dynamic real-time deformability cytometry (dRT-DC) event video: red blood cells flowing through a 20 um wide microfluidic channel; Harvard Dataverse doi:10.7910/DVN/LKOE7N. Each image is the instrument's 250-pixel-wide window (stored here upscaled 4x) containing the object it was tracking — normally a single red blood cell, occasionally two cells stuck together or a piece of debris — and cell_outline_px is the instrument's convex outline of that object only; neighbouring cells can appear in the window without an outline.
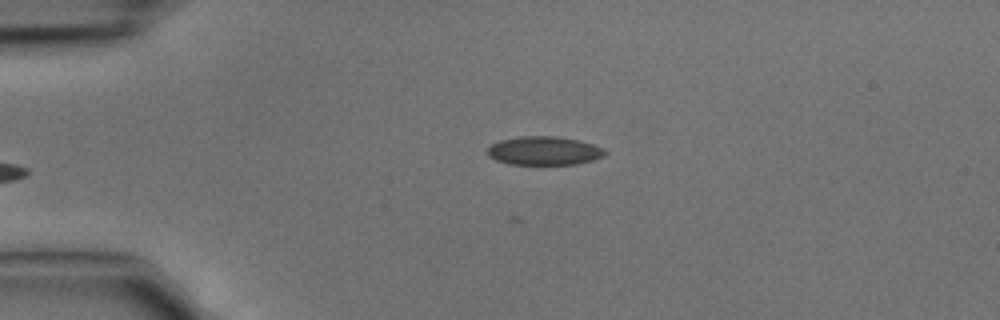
{"species": "common noctule bat (a hibernating species)", "species_latin": "Nyctalus noctula", "temperature_condition": "cold", "stored_images_in_passage": 4, "camera_frame_rate_fps": 3000, "um_per_image_px": 0.085, "animal": {"sex": "male", "body_mass_g": 15.6}, "frame": {"image": 1, "passage_image": 2, "time_ms": 0.333, "image_size_px": [1000, 320], "cell_outline_px": [[608, 152], [604, 156], [592, 160], [576, 164], [508, 164], [496, 160], [488, 156], [488, 148], [492, 144], [500, 140], [520, 136], [556, 136], [576, 140], [592, 144], [604, 148]], "centroid_in_image_um": [46.25, 12.81], "position_along_channel_um": 38.8, "area_um2": 19.54}}